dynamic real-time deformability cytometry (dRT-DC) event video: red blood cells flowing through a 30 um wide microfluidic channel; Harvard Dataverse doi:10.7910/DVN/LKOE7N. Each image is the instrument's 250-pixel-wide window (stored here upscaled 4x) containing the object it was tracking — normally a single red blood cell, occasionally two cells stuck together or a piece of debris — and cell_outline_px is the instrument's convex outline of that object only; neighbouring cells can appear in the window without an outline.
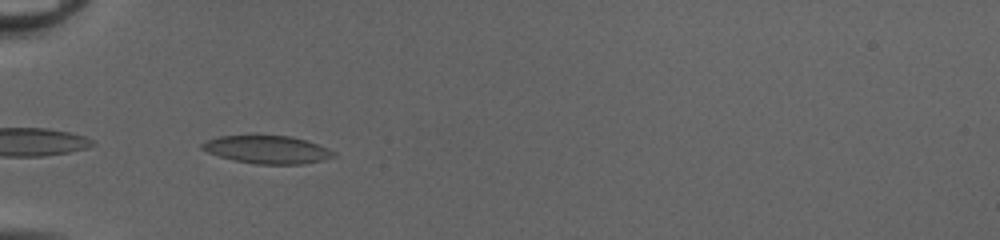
{"species": "common noctule bat (a hibernating species)", "species_latin": "Nyctalus noctula", "temperature_condition": "cold", "stored_images_in_passage": 16, "camera_frame_rate_fps": 3000, "um_per_image_px": 0.085, "animal": {"sex": "female", "body_mass_g": 20.0, "forearm_length_mm": 54.0}, "frame": {"image": 1, "passage_image": 1, "time_ms": 0.0, "image_size_px": [1000, 240], "cell_outline_px": [[336, 156], [324, 160], [304, 164], [256, 164], [232, 160], [208, 152], [200, 148], [200, 144], [208, 140], [220, 136], [292, 136], [308, 140], [328, 148], [336, 152]], "centroid_in_image_um": [22.77, 12.72], "position_along_channel_um": 62.2, "area_um2": 21.44}}
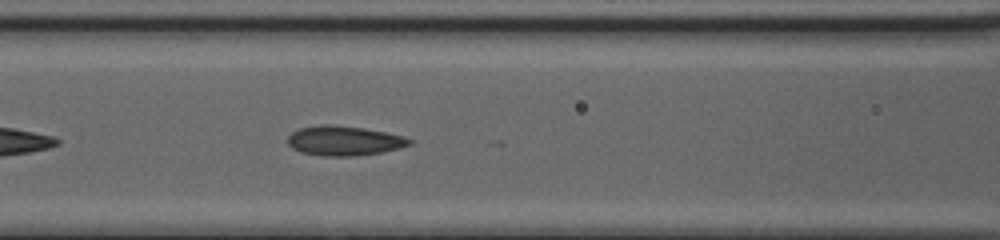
{"frame": {"image": 2, "passage_image": 7, "time_ms": 2.0, "image_size_px": [1000, 240], "cell_outline_px": [[412, 144], [400, 148], [380, 152], [352, 156], [324, 156], [300, 152], [292, 148], [288, 144], [288, 136], [292, 132], [300, 128], [320, 124], [328, 124], [364, 128], [404, 136], [412, 140]], "centroid_in_image_um": [29.23, 11.96], "position_along_channel_um": 137.4, "area_um2": 20.98}}
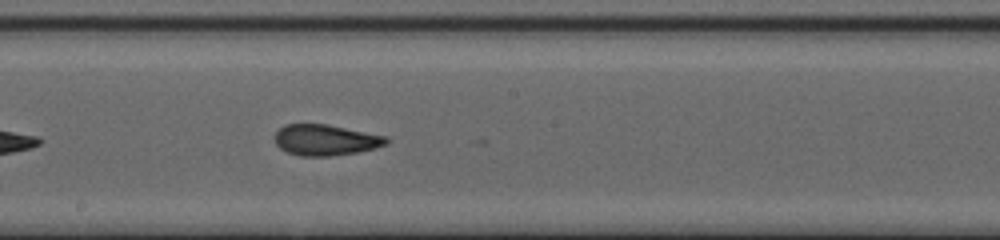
{"frame": {"image": 3, "passage_image": 13, "time_ms": 4.0, "image_size_px": [1000, 240], "cell_outline_px": [[388, 144], [376, 148], [360, 152], [332, 156], [300, 156], [288, 152], [280, 148], [276, 144], [276, 132], [284, 124], [328, 124], [388, 136]], "centroid_in_image_um": [27.72, 11.9], "position_along_channel_um": 220.5, "area_um2": 20.29}}